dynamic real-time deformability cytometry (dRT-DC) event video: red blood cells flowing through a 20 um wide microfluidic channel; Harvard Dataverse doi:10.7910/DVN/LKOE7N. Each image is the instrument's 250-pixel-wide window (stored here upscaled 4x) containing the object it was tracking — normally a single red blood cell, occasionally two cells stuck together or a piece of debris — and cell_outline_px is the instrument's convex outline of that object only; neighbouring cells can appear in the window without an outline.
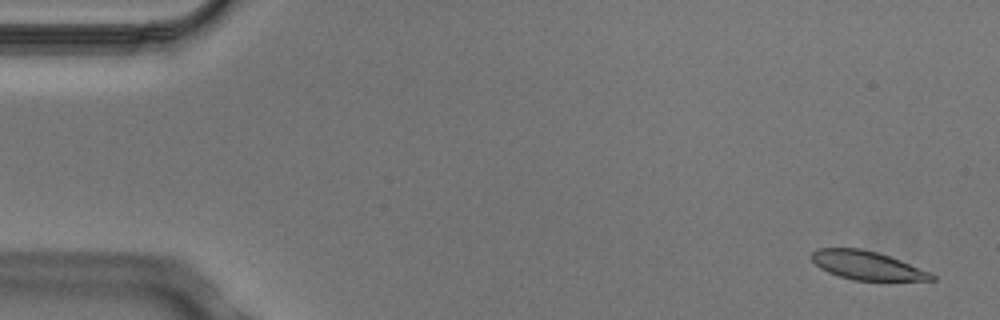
{"species": "Egyptian fruit bat (a non-hibernating species)", "species_latin": "Rousettus aegyptiacus", "temperature_condition": "cold", "stored_images_in_passage": 4, "camera_frame_rate_fps": 3000, "um_per_image_px": 0.085, "animal": {"sex": "male"}, "frame": {"image": 1, "passage_image": 1, "time_ms": 0.0, "image_size_px": [1000, 320], "cell_outline_px": [[936, 280], [852, 280], [828, 272], [820, 268], [812, 260], [812, 252], [820, 248], [860, 248], [876, 252], [900, 260], [932, 272], [936, 276]], "centroid_in_image_um": [73.72, 22.56], "position_along_channel_um": 11.3, "area_um2": 19.83}}